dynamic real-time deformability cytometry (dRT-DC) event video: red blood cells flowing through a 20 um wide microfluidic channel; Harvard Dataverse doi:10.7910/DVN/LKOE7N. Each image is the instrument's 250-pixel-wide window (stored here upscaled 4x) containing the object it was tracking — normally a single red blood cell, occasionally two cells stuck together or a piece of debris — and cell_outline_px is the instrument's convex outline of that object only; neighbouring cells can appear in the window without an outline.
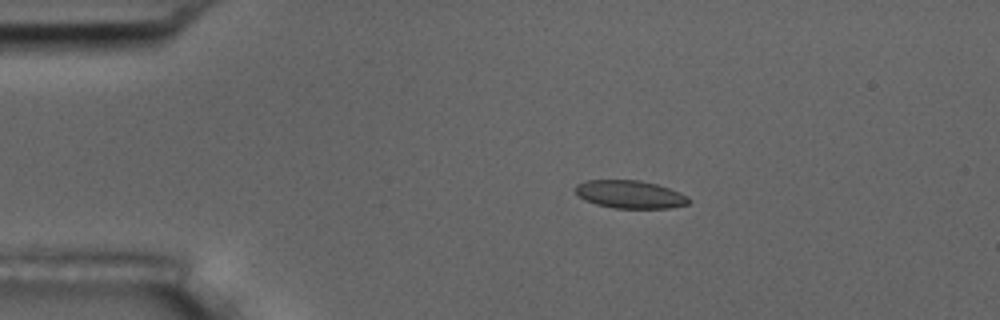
{"species": "common noctule bat (a hibernating species)", "species_latin": "Nyctalus noctula", "temperature_condition": "room temperature", "stored_images_in_passage": 8, "camera_frame_rate_fps": 3000, "um_per_image_px": 0.085, "animal": {"sex": "male", "body_mass_g": 17.5, "forearm_length_mm": 52.3}, "frame": {"image": 1, "passage_image": 2, "time_ms": 1.0, "image_size_px": [1000, 320], "cell_outline_px": [[692, 200], [688, 204], [672, 208], [616, 208], [596, 204], [584, 200], [576, 192], [576, 184], [584, 180], [640, 180], [656, 184], [680, 192], [688, 196]], "centroid_in_image_um": [53.58, 16.52], "position_along_channel_um": 31.4, "area_um2": 18.5}}
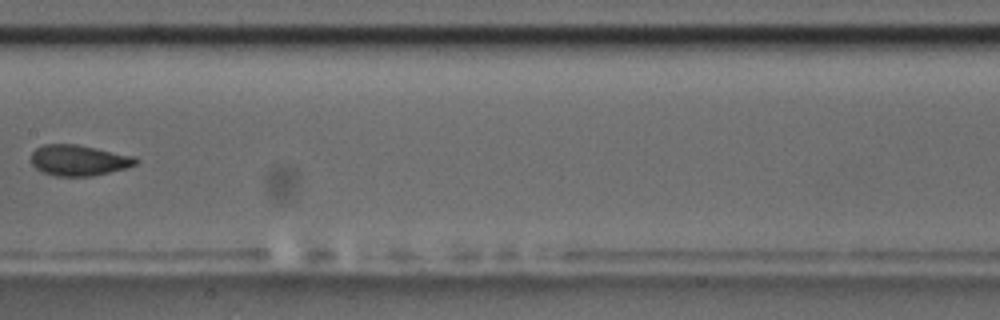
{"frame": {"image": 2, "passage_image": 7, "time_ms": 7.0, "image_size_px": [1000, 320], "cell_outline_px": [[140, 160], [136, 164], [124, 168], [92, 176], [56, 176], [44, 172], [36, 168], [32, 164], [32, 152], [36, 148], [44, 144], [76, 144], [136, 156]], "centroid_in_image_um": [6.71, 13.61], "position_along_channel_um": 200.7, "area_um2": 18.67}}
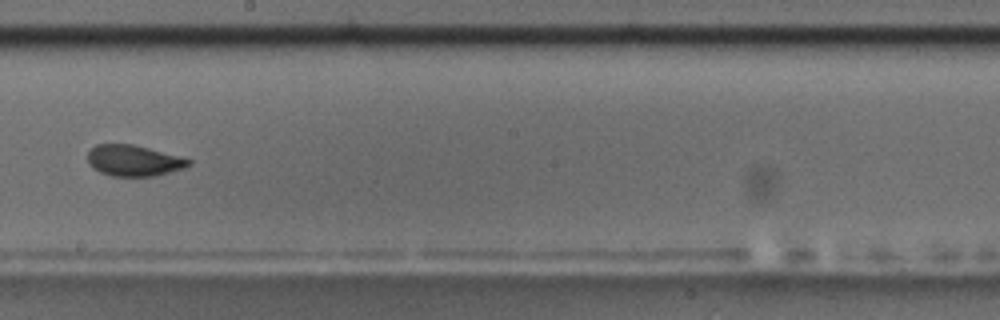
{"frame": {"image": 3, "passage_image": 8, "time_ms": 8.0, "image_size_px": [1000, 320], "cell_outline_px": [[192, 164], [184, 168], [156, 176], [112, 176], [100, 172], [92, 168], [88, 164], [88, 152], [96, 144], [132, 144], [148, 148], [192, 160]], "centroid_in_image_um": [11.35, 13.66], "position_along_channel_um": 236.9, "area_um2": 18.21}}